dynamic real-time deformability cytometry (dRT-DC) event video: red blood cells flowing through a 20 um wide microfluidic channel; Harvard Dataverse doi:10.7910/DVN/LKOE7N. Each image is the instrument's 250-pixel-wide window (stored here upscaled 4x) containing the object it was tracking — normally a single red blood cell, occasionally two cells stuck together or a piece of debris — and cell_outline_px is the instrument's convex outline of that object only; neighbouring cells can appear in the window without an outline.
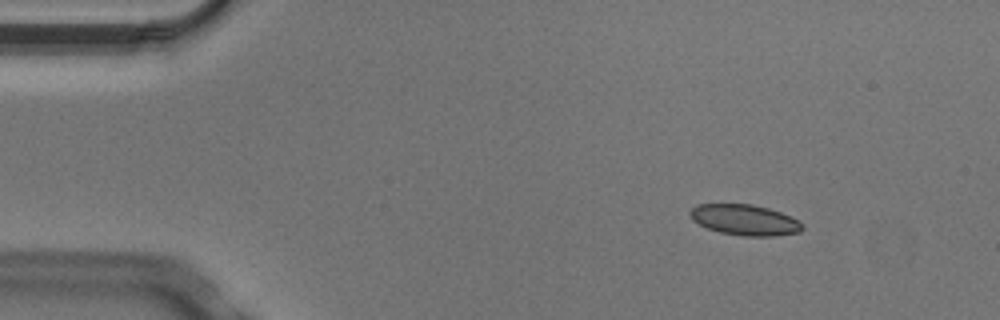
{"species": "Egyptian fruit bat (a non-hibernating species)", "species_latin": "Rousettus aegyptiacus", "temperature_condition": "cold", "stored_images_in_passage": 2, "camera_frame_rate_fps": 3000, "um_per_image_px": 0.085, "animal": {"sex": "male"}, "frame": {"image": 1, "passage_image": 1, "time_ms": 0.0, "image_size_px": [1000, 320], "cell_outline_px": [[804, 228], [800, 232], [776, 236], [744, 236], [720, 232], [708, 228], [692, 220], [688, 216], [688, 212], [696, 204], [752, 204], [768, 208], [792, 216], [800, 220], [804, 224]], "centroid_in_image_um": [63.33, 18.69], "position_along_channel_um": 21.7, "area_um2": 20.35}}